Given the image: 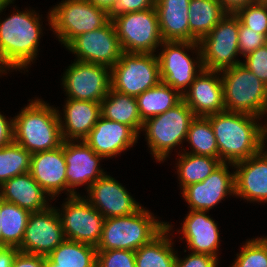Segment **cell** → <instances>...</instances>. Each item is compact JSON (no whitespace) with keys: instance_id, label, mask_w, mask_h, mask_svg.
I'll list each match as a JSON object with an SVG mask.
<instances>
[{"instance_id":"obj_1","label":"cell","mask_w":267,"mask_h":267,"mask_svg":"<svg viewBox=\"0 0 267 267\" xmlns=\"http://www.w3.org/2000/svg\"><path fill=\"white\" fill-rule=\"evenodd\" d=\"M216 137L219 159L235 164L260 152L267 141V124L260 117L232 111L206 116Z\"/></svg>"},{"instance_id":"obj_2","label":"cell","mask_w":267,"mask_h":267,"mask_svg":"<svg viewBox=\"0 0 267 267\" xmlns=\"http://www.w3.org/2000/svg\"><path fill=\"white\" fill-rule=\"evenodd\" d=\"M26 10H14L3 21L0 17V61L8 72L18 69L28 72L27 66L38 55L42 36L41 18L35 10Z\"/></svg>"},{"instance_id":"obj_3","label":"cell","mask_w":267,"mask_h":267,"mask_svg":"<svg viewBox=\"0 0 267 267\" xmlns=\"http://www.w3.org/2000/svg\"><path fill=\"white\" fill-rule=\"evenodd\" d=\"M14 119V142L31 154L58 148L63 143L59 111L42 99L28 100Z\"/></svg>"},{"instance_id":"obj_4","label":"cell","mask_w":267,"mask_h":267,"mask_svg":"<svg viewBox=\"0 0 267 267\" xmlns=\"http://www.w3.org/2000/svg\"><path fill=\"white\" fill-rule=\"evenodd\" d=\"M165 227L166 222L159 221L153 213L141 207L131 215L105 219L96 249L136 251L149 243Z\"/></svg>"},{"instance_id":"obj_5","label":"cell","mask_w":267,"mask_h":267,"mask_svg":"<svg viewBox=\"0 0 267 267\" xmlns=\"http://www.w3.org/2000/svg\"><path fill=\"white\" fill-rule=\"evenodd\" d=\"M220 73L225 110L260 118L267 114V85L249 69L240 63Z\"/></svg>"},{"instance_id":"obj_6","label":"cell","mask_w":267,"mask_h":267,"mask_svg":"<svg viewBox=\"0 0 267 267\" xmlns=\"http://www.w3.org/2000/svg\"><path fill=\"white\" fill-rule=\"evenodd\" d=\"M195 117L193 111L182 100L166 112L143 122L141 131L145 132L148 148L157 162L167 160L172 149L183 144Z\"/></svg>"},{"instance_id":"obj_7","label":"cell","mask_w":267,"mask_h":267,"mask_svg":"<svg viewBox=\"0 0 267 267\" xmlns=\"http://www.w3.org/2000/svg\"><path fill=\"white\" fill-rule=\"evenodd\" d=\"M48 24L65 47L76 37L105 26L107 11L87 0H62L47 15Z\"/></svg>"},{"instance_id":"obj_8","label":"cell","mask_w":267,"mask_h":267,"mask_svg":"<svg viewBox=\"0 0 267 267\" xmlns=\"http://www.w3.org/2000/svg\"><path fill=\"white\" fill-rule=\"evenodd\" d=\"M161 82L160 65L155 53L123 52L111 68V88L137 97Z\"/></svg>"},{"instance_id":"obj_9","label":"cell","mask_w":267,"mask_h":267,"mask_svg":"<svg viewBox=\"0 0 267 267\" xmlns=\"http://www.w3.org/2000/svg\"><path fill=\"white\" fill-rule=\"evenodd\" d=\"M161 47L157 55L161 81L183 95L203 70L200 45L198 42L163 41ZM189 50L195 51L193 54L197 57H190L186 52Z\"/></svg>"},{"instance_id":"obj_10","label":"cell","mask_w":267,"mask_h":267,"mask_svg":"<svg viewBox=\"0 0 267 267\" xmlns=\"http://www.w3.org/2000/svg\"><path fill=\"white\" fill-rule=\"evenodd\" d=\"M113 23L123 52L154 53L164 41L155 7L125 13L114 19Z\"/></svg>"},{"instance_id":"obj_11","label":"cell","mask_w":267,"mask_h":267,"mask_svg":"<svg viewBox=\"0 0 267 267\" xmlns=\"http://www.w3.org/2000/svg\"><path fill=\"white\" fill-rule=\"evenodd\" d=\"M239 19L234 13L225 17L198 43L201 49L203 69L221 71L242 61L236 59L238 47Z\"/></svg>"},{"instance_id":"obj_12","label":"cell","mask_w":267,"mask_h":267,"mask_svg":"<svg viewBox=\"0 0 267 267\" xmlns=\"http://www.w3.org/2000/svg\"><path fill=\"white\" fill-rule=\"evenodd\" d=\"M65 200L61 211L57 209L65 238L97 246L106 218L90 204L86 195L68 196Z\"/></svg>"},{"instance_id":"obj_13","label":"cell","mask_w":267,"mask_h":267,"mask_svg":"<svg viewBox=\"0 0 267 267\" xmlns=\"http://www.w3.org/2000/svg\"><path fill=\"white\" fill-rule=\"evenodd\" d=\"M61 80L67 99L101 103L111 88V68L74 60Z\"/></svg>"},{"instance_id":"obj_14","label":"cell","mask_w":267,"mask_h":267,"mask_svg":"<svg viewBox=\"0 0 267 267\" xmlns=\"http://www.w3.org/2000/svg\"><path fill=\"white\" fill-rule=\"evenodd\" d=\"M75 60L102 64L112 68L123 53L113 21L91 32L74 38L66 47Z\"/></svg>"},{"instance_id":"obj_15","label":"cell","mask_w":267,"mask_h":267,"mask_svg":"<svg viewBox=\"0 0 267 267\" xmlns=\"http://www.w3.org/2000/svg\"><path fill=\"white\" fill-rule=\"evenodd\" d=\"M65 239L57 208L51 205L30 214L19 250L46 257Z\"/></svg>"},{"instance_id":"obj_16","label":"cell","mask_w":267,"mask_h":267,"mask_svg":"<svg viewBox=\"0 0 267 267\" xmlns=\"http://www.w3.org/2000/svg\"><path fill=\"white\" fill-rule=\"evenodd\" d=\"M228 166L234 167L231 163H221L205 180L182 190L189 210L208 212L227 195H235V171L231 173Z\"/></svg>"},{"instance_id":"obj_17","label":"cell","mask_w":267,"mask_h":267,"mask_svg":"<svg viewBox=\"0 0 267 267\" xmlns=\"http://www.w3.org/2000/svg\"><path fill=\"white\" fill-rule=\"evenodd\" d=\"M64 158L66 162V178L68 196L80 195L75 188L87 185L86 190L106 174L100 167L102 156L96 154L83 141H64Z\"/></svg>"},{"instance_id":"obj_18","label":"cell","mask_w":267,"mask_h":267,"mask_svg":"<svg viewBox=\"0 0 267 267\" xmlns=\"http://www.w3.org/2000/svg\"><path fill=\"white\" fill-rule=\"evenodd\" d=\"M86 193V199L106 219L131 215L142 207L125 186L107 173L95 181Z\"/></svg>"},{"instance_id":"obj_19","label":"cell","mask_w":267,"mask_h":267,"mask_svg":"<svg viewBox=\"0 0 267 267\" xmlns=\"http://www.w3.org/2000/svg\"><path fill=\"white\" fill-rule=\"evenodd\" d=\"M220 71L203 69L182 95L195 116H209L225 111Z\"/></svg>"},{"instance_id":"obj_20","label":"cell","mask_w":267,"mask_h":267,"mask_svg":"<svg viewBox=\"0 0 267 267\" xmlns=\"http://www.w3.org/2000/svg\"><path fill=\"white\" fill-rule=\"evenodd\" d=\"M138 137L129 126L100 116L84 141L96 154L109 159L133 147Z\"/></svg>"},{"instance_id":"obj_21","label":"cell","mask_w":267,"mask_h":267,"mask_svg":"<svg viewBox=\"0 0 267 267\" xmlns=\"http://www.w3.org/2000/svg\"><path fill=\"white\" fill-rule=\"evenodd\" d=\"M29 173L49 195L50 200H54L63 191L68 196L64 141L56 149L31 154Z\"/></svg>"},{"instance_id":"obj_22","label":"cell","mask_w":267,"mask_h":267,"mask_svg":"<svg viewBox=\"0 0 267 267\" xmlns=\"http://www.w3.org/2000/svg\"><path fill=\"white\" fill-rule=\"evenodd\" d=\"M233 164L235 197L250 202H267V150Z\"/></svg>"},{"instance_id":"obj_23","label":"cell","mask_w":267,"mask_h":267,"mask_svg":"<svg viewBox=\"0 0 267 267\" xmlns=\"http://www.w3.org/2000/svg\"><path fill=\"white\" fill-rule=\"evenodd\" d=\"M207 211L190 210L183 221L182 229L187 248L194 253L207 254L218 258L220 234L216 223Z\"/></svg>"},{"instance_id":"obj_24","label":"cell","mask_w":267,"mask_h":267,"mask_svg":"<svg viewBox=\"0 0 267 267\" xmlns=\"http://www.w3.org/2000/svg\"><path fill=\"white\" fill-rule=\"evenodd\" d=\"M63 110L64 115L59 112L63 141H83L101 116V103L66 99Z\"/></svg>"},{"instance_id":"obj_25","label":"cell","mask_w":267,"mask_h":267,"mask_svg":"<svg viewBox=\"0 0 267 267\" xmlns=\"http://www.w3.org/2000/svg\"><path fill=\"white\" fill-rule=\"evenodd\" d=\"M48 196L29 172L15 176L0 186L2 200L14 203L31 213L51 206Z\"/></svg>"},{"instance_id":"obj_26","label":"cell","mask_w":267,"mask_h":267,"mask_svg":"<svg viewBox=\"0 0 267 267\" xmlns=\"http://www.w3.org/2000/svg\"><path fill=\"white\" fill-rule=\"evenodd\" d=\"M190 0H155L159 28L164 41L189 42Z\"/></svg>"},{"instance_id":"obj_27","label":"cell","mask_w":267,"mask_h":267,"mask_svg":"<svg viewBox=\"0 0 267 267\" xmlns=\"http://www.w3.org/2000/svg\"><path fill=\"white\" fill-rule=\"evenodd\" d=\"M172 227L166 222V227L155 238L135 251L136 267H176L177 252L169 235Z\"/></svg>"},{"instance_id":"obj_28","label":"cell","mask_w":267,"mask_h":267,"mask_svg":"<svg viewBox=\"0 0 267 267\" xmlns=\"http://www.w3.org/2000/svg\"><path fill=\"white\" fill-rule=\"evenodd\" d=\"M101 116L129 126L138 136L141 133L143 122L136 97L122 94L110 88L106 97L101 101Z\"/></svg>"},{"instance_id":"obj_29","label":"cell","mask_w":267,"mask_h":267,"mask_svg":"<svg viewBox=\"0 0 267 267\" xmlns=\"http://www.w3.org/2000/svg\"><path fill=\"white\" fill-rule=\"evenodd\" d=\"M189 42H199L228 13L218 0H190Z\"/></svg>"},{"instance_id":"obj_30","label":"cell","mask_w":267,"mask_h":267,"mask_svg":"<svg viewBox=\"0 0 267 267\" xmlns=\"http://www.w3.org/2000/svg\"><path fill=\"white\" fill-rule=\"evenodd\" d=\"M46 264L56 267H97L96 246L65 239L48 256Z\"/></svg>"},{"instance_id":"obj_31","label":"cell","mask_w":267,"mask_h":267,"mask_svg":"<svg viewBox=\"0 0 267 267\" xmlns=\"http://www.w3.org/2000/svg\"><path fill=\"white\" fill-rule=\"evenodd\" d=\"M142 122L160 115L179 104L182 94L171 86L160 82L136 97Z\"/></svg>"},{"instance_id":"obj_32","label":"cell","mask_w":267,"mask_h":267,"mask_svg":"<svg viewBox=\"0 0 267 267\" xmlns=\"http://www.w3.org/2000/svg\"><path fill=\"white\" fill-rule=\"evenodd\" d=\"M178 180L183 190L186 186L205 180L222 162L220 159L182 152L178 153Z\"/></svg>"},{"instance_id":"obj_33","label":"cell","mask_w":267,"mask_h":267,"mask_svg":"<svg viewBox=\"0 0 267 267\" xmlns=\"http://www.w3.org/2000/svg\"><path fill=\"white\" fill-rule=\"evenodd\" d=\"M2 246L20 247L30 211L0 198Z\"/></svg>"},{"instance_id":"obj_34","label":"cell","mask_w":267,"mask_h":267,"mask_svg":"<svg viewBox=\"0 0 267 267\" xmlns=\"http://www.w3.org/2000/svg\"><path fill=\"white\" fill-rule=\"evenodd\" d=\"M190 144L191 151L185 153L211 156L219 159V152L213 128L207 117L196 116L188 129L186 140Z\"/></svg>"},{"instance_id":"obj_35","label":"cell","mask_w":267,"mask_h":267,"mask_svg":"<svg viewBox=\"0 0 267 267\" xmlns=\"http://www.w3.org/2000/svg\"><path fill=\"white\" fill-rule=\"evenodd\" d=\"M31 153L14 141L0 148V186L30 171Z\"/></svg>"},{"instance_id":"obj_36","label":"cell","mask_w":267,"mask_h":267,"mask_svg":"<svg viewBox=\"0 0 267 267\" xmlns=\"http://www.w3.org/2000/svg\"><path fill=\"white\" fill-rule=\"evenodd\" d=\"M230 267H267V236L247 240Z\"/></svg>"},{"instance_id":"obj_37","label":"cell","mask_w":267,"mask_h":267,"mask_svg":"<svg viewBox=\"0 0 267 267\" xmlns=\"http://www.w3.org/2000/svg\"><path fill=\"white\" fill-rule=\"evenodd\" d=\"M234 14L244 26L267 37V0L247 4Z\"/></svg>"},{"instance_id":"obj_38","label":"cell","mask_w":267,"mask_h":267,"mask_svg":"<svg viewBox=\"0 0 267 267\" xmlns=\"http://www.w3.org/2000/svg\"><path fill=\"white\" fill-rule=\"evenodd\" d=\"M97 267H136L135 251L97 250Z\"/></svg>"},{"instance_id":"obj_39","label":"cell","mask_w":267,"mask_h":267,"mask_svg":"<svg viewBox=\"0 0 267 267\" xmlns=\"http://www.w3.org/2000/svg\"><path fill=\"white\" fill-rule=\"evenodd\" d=\"M238 38L239 53L243 55V57L249 55L259 47H262L267 42V37L265 35L249 29L240 21Z\"/></svg>"},{"instance_id":"obj_40","label":"cell","mask_w":267,"mask_h":267,"mask_svg":"<svg viewBox=\"0 0 267 267\" xmlns=\"http://www.w3.org/2000/svg\"><path fill=\"white\" fill-rule=\"evenodd\" d=\"M242 64L267 85V44L245 56Z\"/></svg>"},{"instance_id":"obj_41","label":"cell","mask_w":267,"mask_h":267,"mask_svg":"<svg viewBox=\"0 0 267 267\" xmlns=\"http://www.w3.org/2000/svg\"><path fill=\"white\" fill-rule=\"evenodd\" d=\"M154 6L155 0H116L107 11V17L109 21H113L125 13L144 11Z\"/></svg>"},{"instance_id":"obj_42","label":"cell","mask_w":267,"mask_h":267,"mask_svg":"<svg viewBox=\"0 0 267 267\" xmlns=\"http://www.w3.org/2000/svg\"><path fill=\"white\" fill-rule=\"evenodd\" d=\"M219 258L207 254L190 252L186 257H176V267H218Z\"/></svg>"},{"instance_id":"obj_43","label":"cell","mask_w":267,"mask_h":267,"mask_svg":"<svg viewBox=\"0 0 267 267\" xmlns=\"http://www.w3.org/2000/svg\"><path fill=\"white\" fill-rule=\"evenodd\" d=\"M12 267H46L45 256L19 251Z\"/></svg>"},{"instance_id":"obj_44","label":"cell","mask_w":267,"mask_h":267,"mask_svg":"<svg viewBox=\"0 0 267 267\" xmlns=\"http://www.w3.org/2000/svg\"><path fill=\"white\" fill-rule=\"evenodd\" d=\"M14 141V119H7L0 112V148Z\"/></svg>"},{"instance_id":"obj_45","label":"cell","mask_w":267,"mask_h":267,"mask_svg":"<svg viewBox=\"0 0 267 267\" xmlns=\"http://www.w3.org/2000/svg\"><path fill=\"white\" fill-rule=\"evenodd\" d=\"M19 251L18 247L0 246V267H12Z\"/></svg>"},{"instance_id":"obj_46","label":"cell","mask_w":267,"mask_h":267,"mask_svg":"<svg viewBox=\"0 0 267 267\" xmlns=\"http://www.w3.org/2000/svg\"><path fill=\"white\" fill-rule=\"evenodd\" d=\"M228 13H234L240 7L254 3L258 0H218Z\"/></svg>"},{"instance_id":"obj_47","label":"cell","mask_w":267,"mask_h":267,"mask_svg":"<svg viewBox=\"0 0 267 267\" xmlns=\"http://www.w3.org/2000/svg\"><path fill=\"white\" fill-rule=\"evenodd\" d=\"M92 4L96 5L99 8H102L106 11L115 3L116 0H87Z\"/></svg>"},{"instance_id":"obj_48","label":"cell","mask_w":267,"mask_h":267,"mask_svg":"<svg viewBox=\"0 0 267 267\" xmlns=\"http://www.w3.org/2000/svg\"><path fill=\"white\" fill-rule=\"evenodd\" d=\"M14 0H0V13L3 12L8 5H10Z\"/></svg>"},{"instance_id":"obj_49","label":"cell","mask_w":267,"mask_h":267,"mask_svg":"<svg viewBox=\"0 0 267 267\" xmlns=\"http://www.w3.org/2000/svg\"><path fill=\"white\" fill-rule=\"evenodd\" d=\"M7 71L8 70L3 66V64L0 61V75H2L3 73L6 74Z\"/></svg>"},{"instance_id":"obj_50","label":"cell","mask_w":267,"mask_h":267,"mask_svg":"<svg viewBox=\"0 0 267 267\" xmlns=\"http://www.w3.org/2000/svg\"><path fill=\"white\" fill-rule=\"evenodd\" d=\"M0 246H2L1 214H0Z\"/></svg>"},{"instance_id":"obj_51","label":"cell","mask_w":267,"mask_h":267,"mask_svg":"<svg viewBox=\"0 0 267 267\" xmlns=\"http://www.w3.org/2000/svg\"><path fill=\"white\" fill-rule=\"evenodd\" d=\"M46 267H56V264H46Z\"/></svg>"}]
</instances>
